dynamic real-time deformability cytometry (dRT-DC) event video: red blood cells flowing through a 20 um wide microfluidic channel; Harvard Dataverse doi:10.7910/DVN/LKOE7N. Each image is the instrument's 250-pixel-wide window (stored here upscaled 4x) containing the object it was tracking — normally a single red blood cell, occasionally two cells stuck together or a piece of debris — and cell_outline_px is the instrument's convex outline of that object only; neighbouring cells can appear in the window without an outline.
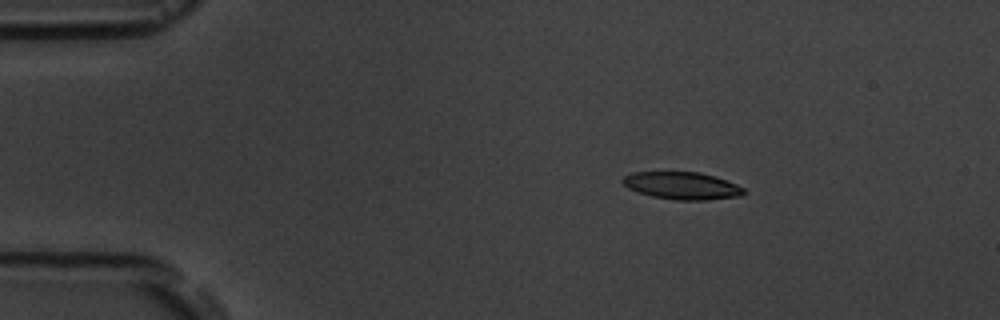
{"species": "common noctule bat (a hibernating species)", "species_latin": "Nyctalus noctula", "temperature_condition": "room temperature", "stored_images_in_passage": 5, "camera_frame_rate_fps": 3000, "um_per_image_px": 0.085, "animal": {"sex": "male", "body_mass_g": 19.5, "forearm_length_mm": 54.6}, "frame": {"image": 1, "passage_image": 3, "time_ms": 2.333, "image_size_px": [1000, 320], "cell_outline_px": [[748, 192], [740, 196], [708, 200], [676, 200], [652, 196], [628, 188], [620, 180], [624, 176], [632, 172], [700, 172], [716, 176], [736, 184], [744, 188]], "centroid_in_image_um": [58.0, 15.78], "position_along_channel_um": 27.0, "area_um2": 19.42}}